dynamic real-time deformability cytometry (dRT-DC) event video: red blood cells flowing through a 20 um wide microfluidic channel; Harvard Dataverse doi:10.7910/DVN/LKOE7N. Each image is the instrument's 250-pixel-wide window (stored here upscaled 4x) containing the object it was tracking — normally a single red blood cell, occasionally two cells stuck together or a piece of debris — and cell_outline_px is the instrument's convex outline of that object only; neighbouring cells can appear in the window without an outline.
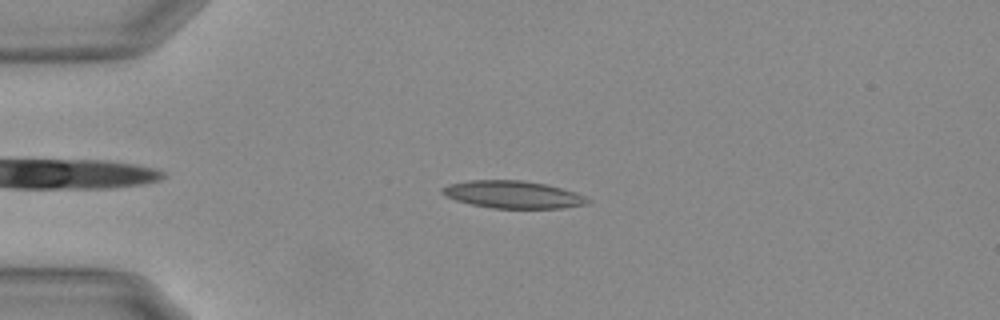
{"species": "Egyptian fruit bat (a non-hibernating species)", "species_latin": "Rousettus aegyptiacus", "temperature_condition": "warm", "stored_images_in_passage": 42, "camera_frame_rate_fps": 3000, "um_per_image_px": 0.085, "animal": {"sex": "female"}, "frame": {"image": 1, "passage_image": 8, "time_ms": 2.333, "image_size_px": [1000, 320], "cell_outline_px": [[588, 204], [560, 208], [492, 208], [472, 204], [456, 200], [444, 196], [440, 192], [444, 188], [452, 184], [468, 180], [520, 180], [544, 184], [576, 192], [584, 196], [588, 200]], "centroid_in_image_um": [43.59, 16.54], "position_along_channel_um": 41.4, "area_um2": 22.89}}
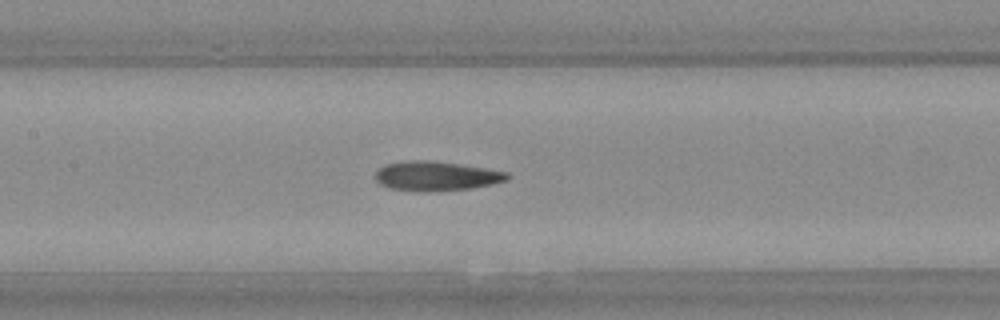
{"frame": {"image": 2, "passage_image": 21, "time_ms": 6.667, "image_size_px": [1000, 320], "cell_outline_px": [[512, 176], [508, 180], [492, 184], [472, 188], [424, 192], [416, 192], [388, 188], [380, 184], [376, 180], [376, 172], [384, 164], [412, 160], [432, 160], [460, 164], [508, 172]], "centroid_in_image_um": [37.08, 14.97], "position_along_channel_um": 170.3, "area_um2": 22.83}}
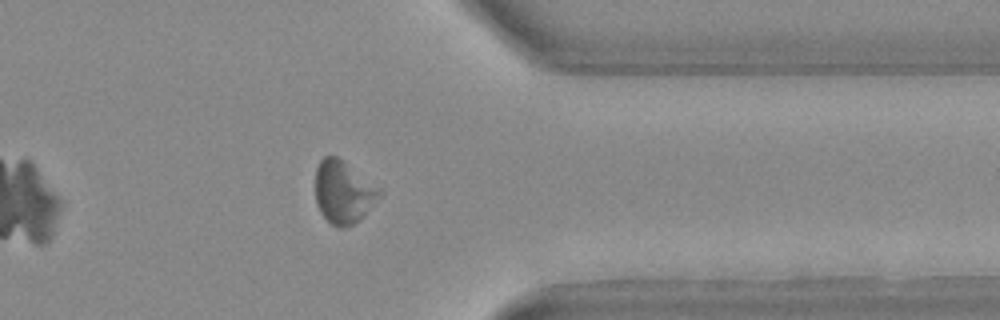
{"frame": {"image": 3, "passage_image": 39, "time_ms": 12.667, "image_size_px": [1000, 320], "cell_outline_px": [[384, 192], [352, 224], [344, 228], [340, 228], [332, 224], [320, 212], [316, 204], [316, 168], [320, 160], [324, 156], [336, 156]], "centroid_in_image_um": [29.13, 16.32], "position_along_channel_um": 382.3, "area_um2": 22.54}, "authors_computed_cell_mechanics": {"area_um2": 22.7443, "velocity_mm_per_s": 3.6742, "shape_relaxation_time_tau1_ms": null, "shape_relaxation_time_tau2_ms": 5.7502, "deformation_change_tau1": null, "deformation_change_tau2": 0.1514}}